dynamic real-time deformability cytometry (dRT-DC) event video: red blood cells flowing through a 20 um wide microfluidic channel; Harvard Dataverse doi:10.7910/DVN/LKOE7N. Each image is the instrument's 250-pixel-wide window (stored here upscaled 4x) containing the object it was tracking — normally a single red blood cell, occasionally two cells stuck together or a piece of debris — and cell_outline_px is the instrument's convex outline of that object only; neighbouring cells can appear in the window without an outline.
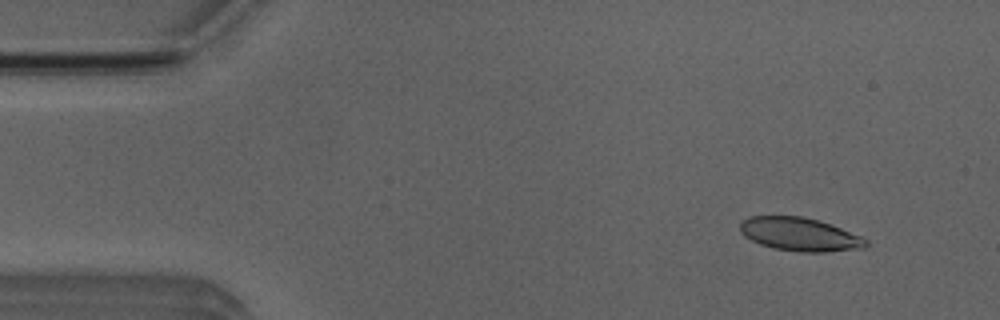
{"species": "Egyptian fruit bat (a non-hibernating species)", "species_latin": "Rousettus aegyptiacus", "temperature_condition": "room temperature", "stored_images_in_passage": 53, "camera_frame_rate_fps": 3000, "um_per_image_px": 0.085, "animal": {"sex": "male"}, "frame": {"image": 1, "passage_image": 5, "time_ms": 1.333, "image_size_px": [1000, 320], "cell_outline_px": [[868, 244], [864, 248], [824, 252], [800, 252], [772, 248], [760, 244], [744, 236], [740, 232], [740, 224], [748, 216], [804, 216], [832, 224], [864, 236], [868, 240]], "centroid_in_image_um": [68.02, 19.91], "position_along_channel_um": 17.0, "area_um2": 24.8}}
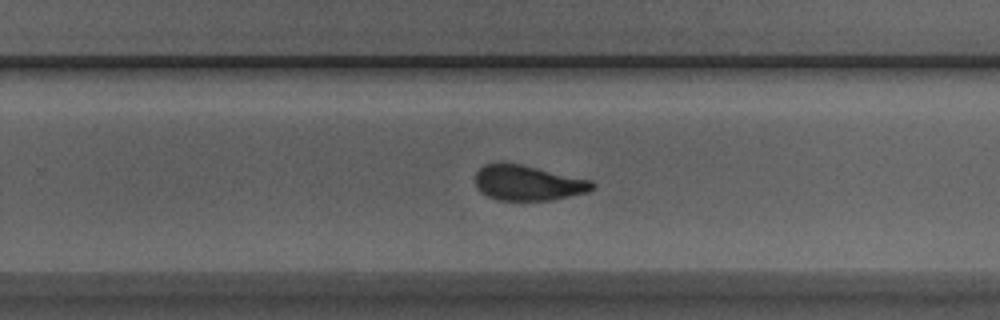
{"frame": {"image": 2, "passage_image": 33, "time_ms": 10.667, "image_size_px": [1000, 320], "cell_outline_px": [[596, 188], [588, 192], [552, 200], [496, 200], [480, 192], [476, 188], [476, 172], [484, 164], [520, 164], [592, 180], [596, 184]], "centroid_in_image_um": [44.91, 15.56], "position_along_channel_um": 284.9, "area_um2": 23.93}}
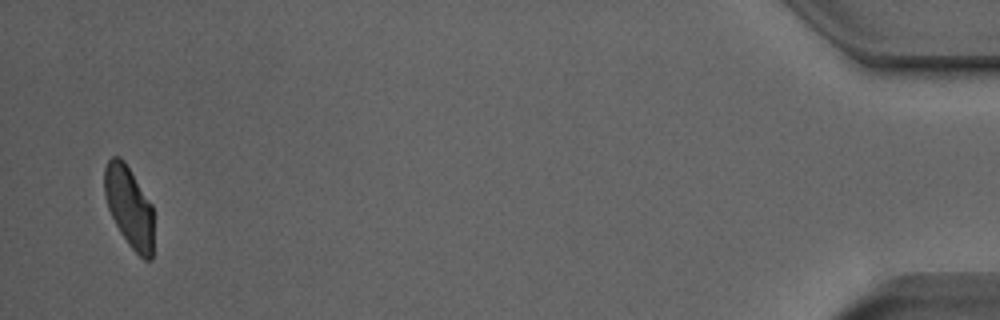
{"frame": {"image": 3, "passage_image": 51, "time_ms": 16.667, "image_size_px": [1000, 320], "cell_outline_px": [[152, 260], [144, 260], [128, 244], [120, 232], [108, 208], [104, 196], [104, 168], [108, 160], [112, 156], [120, 156], [124, 160], [152, 204]], "centroid_in_image_um": [10.96, 17.55], "position_along_channel_um": 424.2, "area_um2": 23.12}, "authors_computed_cell_mechanics": {"area_um2": 24.854, "velocity_mm_per_s": 3.8624, "shape_relaxation_time_tau1_ms": 4.6383, "shape_relaxation_time_tau2_ms": 1.1963, "deformation_change_tau1": 0.1478, "deformation_change_tau2": 0.0825}}